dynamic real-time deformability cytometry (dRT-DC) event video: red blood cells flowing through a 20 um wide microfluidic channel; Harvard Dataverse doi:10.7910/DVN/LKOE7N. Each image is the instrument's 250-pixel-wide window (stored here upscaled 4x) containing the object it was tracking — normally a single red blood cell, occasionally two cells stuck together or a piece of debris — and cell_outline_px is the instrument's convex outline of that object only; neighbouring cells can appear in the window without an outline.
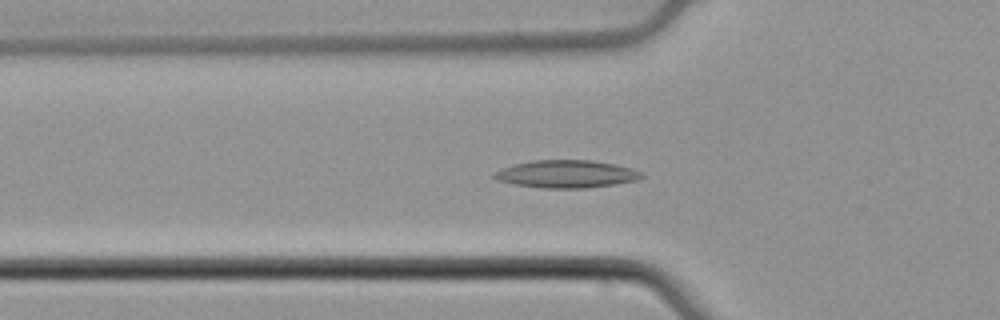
{"species": "common noctule bat (a hibernating species)", "species_latin": "Nyctalus noctula", "temperature_condition": "cold", "stored_images_in_passage": 54, "camera_frame_rate_fps": 3000, "um_per_image_px": 0.085, "animal": {"sex": "male", "body_mass_g": 21.5, "forearm_length_mm": 52.0}, "frame": {"image": 1, "passage_image": 19, "time_ms": 6.0, "image_size_px": [1000, 320], "cell_outline_px": [[644, 176], [640, 180], [616, 184], [584, 188], [544, 188], [516, 184], [496, 180], [492, 176], [496, 172], [504, 168], [516, 164], [532, 160], [592, 160], [616, 164], [632, 168], [644, 172]], "centroid_in_image_um": [48.23, 14.79], "position_along_channel_um": 77.6, "area_um2": 23.76}}
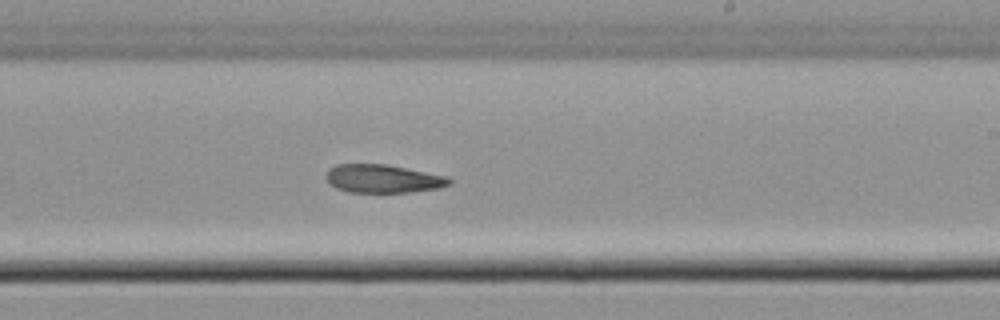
{"frame": {"image": 2, "passage_image": 33, "time_ms": 10.667, "image_size_px": [1000, 320], "cell_outline_px": [[452, 184], [440, 188], [412, 192], [348, 192], [336, 188], [328, 184], [328, 168], [336, 164], [384, 164], [448, 176], [452, 180]], "centroid_in_image_um": [32.58, 15.19], "position_along_channel_um": 256.4, "area_um2": 20.35}}
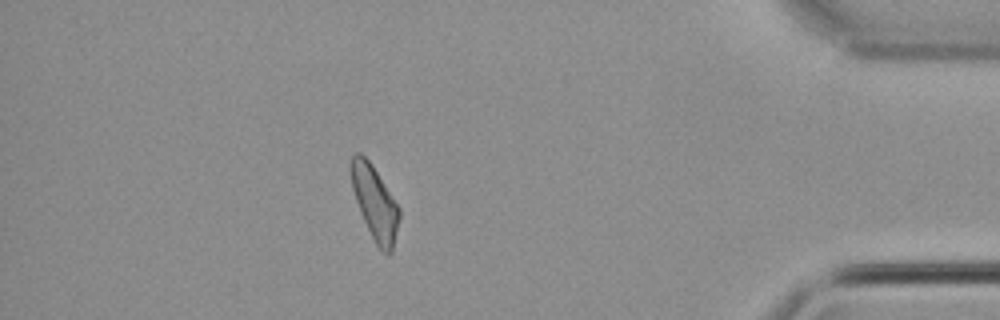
{"frame": {"image": 3, "passage_image": 48, "time_ms": 15.667, "image_size_px": [1000, 320], "cell_outline_px": [[400, 216], [392, 252], [388, 256], [376, 244], [360, 212], [352, 188], [352, 156], [356, 152], [360, 152], [372, 164], [400, 208]], "centroid_in_image_um": [31.89, 17.26], "position_along_channel_um": 403.3, "area_um2": 20.29}}